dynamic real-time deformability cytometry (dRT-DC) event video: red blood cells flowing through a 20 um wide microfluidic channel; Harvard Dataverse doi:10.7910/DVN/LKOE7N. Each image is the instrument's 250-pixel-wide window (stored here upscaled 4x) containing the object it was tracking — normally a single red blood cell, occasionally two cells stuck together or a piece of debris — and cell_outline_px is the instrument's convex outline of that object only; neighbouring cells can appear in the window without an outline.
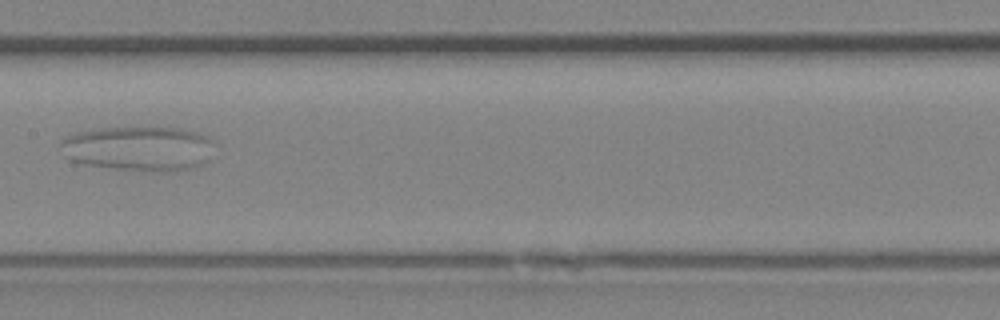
{"species": "Egyptian fruit bat (a non-hibernating species)", "species_latin": "Rousettus aegyptiacus", "temperature_condition": "room temperature", "stored_images_in_passage": 42, "camera_frame_rate_fps": 3000, "um_per_image_px": 0.085, "animal": {"sex": "female"}, "frame": {"image": 1, "passage_image": 20, "time_ms": 6.333, "image_size_px": [1000, 320], "cell_outline_px": [[212, 140], [208, 160], [192, 168], [164, 172], [160, 172], [116, 168], [88, 164], [72, 160], [64, 156], [60, 144], [60, 140], [64, 136], [92, 128], [180, 128], [196, 132], [208, 136]], "centroid_in_image_um": [11.75, 12.61], "position_along_channel_um": 195.6, "area_um2": 39.77}}